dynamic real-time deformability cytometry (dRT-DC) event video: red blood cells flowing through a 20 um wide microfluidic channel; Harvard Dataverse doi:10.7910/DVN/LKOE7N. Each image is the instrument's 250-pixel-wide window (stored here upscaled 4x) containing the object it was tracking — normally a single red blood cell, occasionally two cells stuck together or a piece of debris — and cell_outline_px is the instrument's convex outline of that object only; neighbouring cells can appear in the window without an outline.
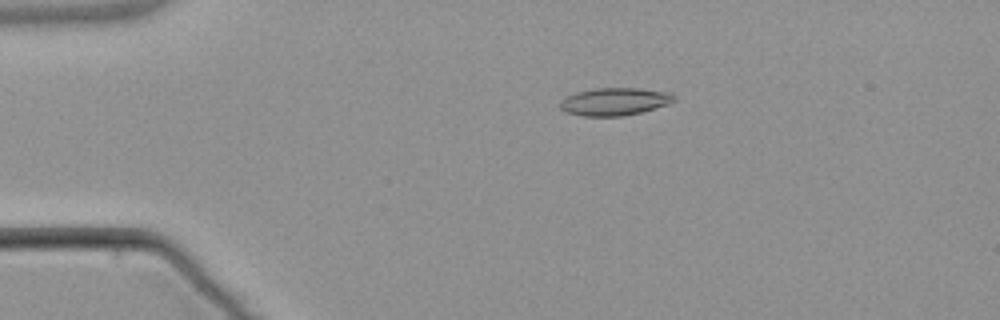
{"species": "common noctule bat (a hibernating species)", "species_latin": "Nyctalus noctula", "temperature_condition": "warm", "stored_images_in_passage": 5, "camera_frame_rate_fps": 3000, "um_per_image_px": 0.085, "animal": {"sex": "male", "body_mass_g": 21.5, "forearm_length_mm": 52.0}, "frame": {"image": 1, "passage_image": 3, "time_ms": 3.333, "image_size_px": [1000, 320], "cell_outline_px": [[676, 100], [668, 104], [640, 112], [624, 116], [584, 116], [564, 112], [560, 108], [560, 100], [576, 92], [596, 88], [636, 88], [668, 92]], "centroid_in_image_um": [52.19, 8.64], "position_along_channel_um": 32.8, "area_um2": 18.21}}
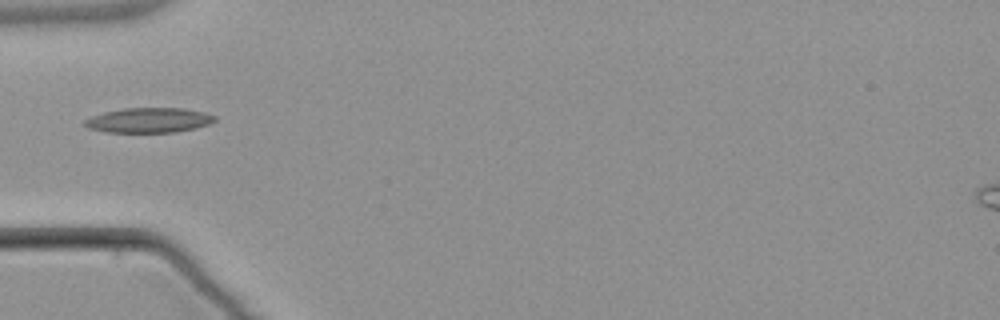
{"frame": {"image": 2, "passage_image": 5, "time_ms": 5.667, "image_size_px": [1000, 320], "cell_outline_px": [[216, 120], [208, 124], [196, 128], [176, 132], [104, 132], [88, 128], [84, 124], [84, 120], [92, 116], [104, 112], [124, 108], [184, 108], [204, 112], [216, 116]], "centroid_in_image_um": [12.66, 10.22], "position_along_channel_um": 72.3, "area_um2": 18.9}}